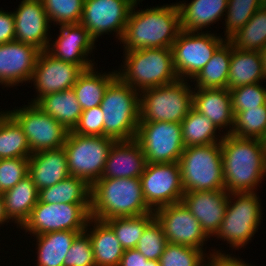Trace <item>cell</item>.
I'll return each mask as SVG.
<instances>
[{
    "mask_svg": "<svg viewBox=\"0 0 266 266\" xmlns=\"http://www.w3.org/2000/svg\"><path fill=\"white\" fill-rule=\"evenodd\" d=\"M136 0L120 40L124 51L142 48H171L181 31L180 11L177 3L136 10Z\"/></svg>",
    "mask_w": 266,
    "mask_h": 266,
    "instance_id": "6da1fadb",
    "label": "cell"
},
{
    "mask_svg": "<svg viewBox=\"0 0 266 266\" xmlns=\"http://www.w3.org/2000/svg\"><path fill=\"white\" fill-rule=\"evenodd\" d=\"M225 190L254 193L266 176V158L259 139L224 134L220 142Z\"/></svg>",
    "mask_w": 266,
    "mask_h": 266,
    "instance_id": "7a4b0ae2",
    "label": "cell"
},
{
    "mask_svg": "<svg viewBox=\"0 0 266 266\" xmlns=\"http://www.w3.org/2000/svg\"><path fill=\"white\" fill-rule=\"evenodd\" d=\"M153 212L142 194L140 178L98 179L91 186L90 217L108 220Z\"/></svg>",
    "mask_w": 266,
    "mask_h": 266,
    "instance_id": "3957f363",
    "label": "cell"
},
{
    "mask_svg": "<svg viewBox=\"0 0 266 266\" xmlns=\"http://www.w3.org/2000/svg\"><path fill=\"white\" fill-rule=\"evenodd\" d=\"M123 53L124 61L116 70L117 77L138 92L179 79L173 67L171 48H142Z\"/></svg>",
    "mask_w": 266,
    "mask_h": 266,
    "instance_id": "277c9868",
    "label": "cell"
},
{
    "mask_svg": "<svg viewBox=\"0 0 266 266\" xmlns=\"http://www.w3.org/2000/svg\"><path fill=\"white\" fill-rule=\"evenodd\" d=\"M104 136L116 141L136 138L140 123V92L116 77L106 88L100 104Z\"/></svg>",
    "mask_w": 266,
    "mask_h": 266,
    "instance_id": "5b68a950",
    "label": "cell"
},
{
    "mask_svg": "<svg viewBox=\"0 0 266 266\" xmlns=\"http://www.w3.org/2000/svg\"><path fill=\"white\" fill-rule=\"evenodd\" d=\"M178 163L184 192L225 190L220 143L185 147Z\"/></svg>",
    "mask_w": 266,
    "mask_h": 266,
    "instance_id": "8992f818",
    "label": "cell"
},
{
    "mask_svg": "<svg viewBox=\"0 0 266 266\" xmlns=\"http://www.w3.org/2000/svg\"><path fill=\"white\" fill-rule=\"evenodd\" d=\"M257 192L229 193L228 204L216 239L222 240L228 247L239 250L246 248L261 225L263 218L261 200Z\"/></svg>",
    "mask_w": 266,
    "mask_h": 266,
    "instance_id": "52a82bcc",
    "label": "cell"
},
{
    "mask_svg": "<svg viewBox=\"0 0 266 266\" xmlns=\"http://www.w3.org/2000/svg\"><path fill=\"white\" fill-rule=\"evenodd\" d=\"M188 82L178 79L168 85L142 90L140 122L181 123L193 106V85Z\"/></svg>",
    "mask_w": 266,
    "mask_h": 266,
    "instance_id": "ba28073f",
    "label": "cell"
},
{
    "mask_svg": "<svg viewBox=\"0 0 266 266\" xmlns=\"http://www.w3.org/2000/svg\"><path fill=\"white\" fill-rule=\"evenodd\" d=\"M115 142L107 136H84L69 131L63 148L70 176L81 178L92 186L101 178Z\"/></svg>",
    "mask_w": 266,
    "mask_h": 266,
    "instance_id": "9c48e42d",
    "label": "cell"
},
{
    "mask_svg": "<svg viewBox=\"0 0 266 266\" xmlns=\"http://www.w3.org/2000/svg\"><path fill=\"white\" fill-rule=\"evenodd\" d=\"M206 32V33H205ZM181 30L171 46L173 67L179 79L193 80L226 41L217 33Z\"/></svg>",
    "mask_w": 266,
    "mask_h": 266,
    "instance_id": "30bf717a",
    "label": "cell"
},
{
    "mask_svg": "<svg viewBox=\"0 0 266 266\" xmlns=\"http://www.w3.org/2000/svg\"><path fill=\"white\" fill-rule=\"evenodd\" d=\"M91 204H48L37 202L28 220L20 228L33 236L54 231H85Z\"/></svg>",
    "mask_w": 266,
    "mask_h": 266,
    "instance_id": "8fae6325",
    "label": "cell"
},
{
    "mask_svg": "<svg viewBox=\"0 0 266 266\" xmlns=\"http://www.w3.org/2000/svg\"><path fill=\"white\" fill-rule=\"evenodd\" d=\"M6 112L20 125L26 135L31 153L62 148L68 130L36 104L29 103Z\"/></svg>",
    "mask_w": 266,
    "mask_h": 266,
    "instance_id": "7c38bea8",
    "label": "cell"
},
{
    "mask_svg": "<svg viewBox=\"0 0 266 266\" xmlns=\"http://www.w3.org/2000/svg\"><path fill=\"white\" fill-rule=\"evenodd\" d=\"M135 140L141 145L147 163L178 162L185 149L181 123L140 122Z\"/></svg>",
    "mask_w": 266,
    "mask_h": 266,
    "instance_id": "4fadbf2b",
    "label": "cell"
},
{
    "mask_svg": "<svg viewBox=\"0 0 266 266\" xmlns=\"http://www.w3.org/2000/svg\"><path fill=\"white\" fill-rule=\"evenodd\" d=\"M140 179L144 200L152 211L182 201L184 188L178 162L147 163Z\"/></svg>",
    "mask_w": 266,
    "mask_h": 266,
    "instance_id": "5bb4252c",
    "label": "cell"
},
{
    "mask_svg": "<svg viewBox=\"0 0 266 266\" xmlns=\"http://www.w3.org/2000/svg\"><path fill=\"white\" fill-rule=\"evenodd\" d=\"M135 1L84 0L80 24L88 30L95 41L101 35H110L113 32L120 42Z\"/></svg>",
    "mask_w": 266,
    "mask_h": 266,
    "instance_id": "9a60e30c",
    "label": "cell"
},
{
    "mask_svg": "<svg viewBox=\"0 0 266 266\" xmlns=\"http://www.w3.org/2000/svg\"><path fill=\"white\" fill-rule=\"evenodd\" d=\"M154 215L168 243L205 250L209 237L182 201L158 208Z\"/></svg>",
    "mask_w": 266,
    "mask_h": 266,
    "instance_id": "2e32d148",
    "label": "cell"
},
{
    "mask_svg": "<svg viewBox=\"0 0 266 266\" xmlns=\"http://www.w3.org/2000/svg\"><path fill=\"white\" fill-rule=\"evenodd\" d=\"M83 71L79 65L58 60L46 51H41L30 80L37 96L29 103L35 104L48 94L72 89Z\"/></svg>",
    "mask_w": 266,
    "mask_h": 266,
    "instance_id": "e0dca14e",
    "label": "cell"
},
{
    "mask_svg": "<svg viewBox=\"0 0 266 266\" xmlns=\"http://www.w3.org/2000/svg\"><path fill=\"white\" fill-rule=\"evenodd\" d=\"M59 26L58 37L55 41L49 40L46 52L58 60L79 65L83 70L92 68L96 62L88 56L96 48V42L88 30L80 23Z\"/></svg>",
    "mask_w": 266,
    "mask_h": 266,
    "instance_id": "ac0fdd59",
    "label": "cell"
},
{
    "mask_svg": "<svg viewBox=\"0 0 266 266\" xmlns=\"http://www.w3.org/2000/svg\"><path fill=\"white\" fill-rule=\"evenodd\" d=\"M40 52L31 44L15 40L0 44V85L10 88L30 83Z\"/></svg>",
    "mask_w": 266,
    "mask_h": 266,
    "instance_id": "d6986e66",
    "label": "cell"
},
{
    "mask_svg": "<svg viewBox=\"0 0 266 266\" xmlns=\"http://www.w3.org/2000/svg\"><path fill=\"white\" fill-rule=\"evenodd\" d=\"M15 18V41L46 51L51 39V25L42 0H22L12 11Z\"/></svg>",
    "mask_w": 266,
    "mask_h": 266,
    "instance_id": "ffe728a7",
    "label": "cell"
},
{
    "mask_svg": "<svg viewBox=\"0 0 266 266\" xmlns=\"http://www.w3.org/2000/svg\"><path fill=\"white\" fill-rule=\"evenodd\" d=\"M229 193L226 190L184 192L183 204L200 222L210 238L217 233L224 219Z\"/></svg>",
    "mask_w": 266,
    "mask_h": 266,
    "instance_id": "44dd1931",
    "label": "cell"
},
{
    "mask_svg": "<svg viewBox=\"0 0 266 266\" xmlns=\"http://www.w3.org/2000/svg\"><path fill=\"white\" fill-rule=\"evenodd\" d=\"M146 165L147 159L135 139L116 141L110 149L100 179L140 178Z\"/></svg>",
    "mask_w": 266,
    "mask_h": 266,
    "instance_id": "7402d4cb",
    "label": "cell"
},
{
    "mask_svg": "<svg viewBox=\"0 0 266 266\" xmlns=\"http://www.w3.org/2000/svg\"><path fill=\"white\" fill-rule=\"evenodd\" d=\"M192 107L211 120L224 134H231L234 125V112L231 94L227 88H193ZM224 129H226L225 132Z\"/></svg>",
    "mask_w": 266,
    "mask_h": 266,
    "instance_id": "603a6c76",
    "label": "cell"
},
{
    "mask_svg": "<svg viewBox=\"0 0 266 266\" xmlns=\"http://www.w3.org/2000/svg\"><path fill=\"white\" fill-rule=\"evenodd\" d=\"M29 176L38 190L53 186L70 176L65 149L44 150L29 157Z\"/></svg>",
    "mask_w": 266,
    "mask_h": 266,
    "instance_id": "cb8c5ba5",
    "label": "cell"
},
{
    "mask_svg": "<svg viewBox=\"0 0 266 266\" xmlns=\"http://www.w3.org/2000/svg\"><path fill=\"white\" fill-rule=\"evenodd\" d=\"M181 30L204 32L203 29L225 17L228 0H183L178 2Z\"/></svg>",
    "mask_w": 266,
    "mask_h": 266,
    "instance_id": "d4e9b609",
    "label": "cell"
},
{
    "mask_svg": "<svg viewBox=\"0 0 266 266\" xmlns=\"http://www.w3.org/2000/svg\"><path fill=\"white\" fill-rule=\"evenodd\" d=\"M85 232L90 237L96 266H119L124 249L112 228L105 221L90 217Z\"/></svg>",
    "mask_w": 266,
    "mask_h": 266,
    "instance_id": "484cf974",
    "label": "cell"
},
{
    "mask_svg": "<svg viewBox=\"0 0 266 266\" xmlns=\"http://www.w3.org/2000/svg\"><path fill=\"white\" fill-rule=\"evenodd\" d=\"M263 80H266V77L260 52L240 50L231 44L227 89L261 83Z\"/></svg>",
    "mask_w": 266,
    "mask_h": 266,
    "instance_id": "4316f807",
    "label": "cell"
},
{
    "mask_svg": "<svg viewBox=\"0 0 266 266\" xmlns=\"http://www.w3.org/2000/svg\"><path fill=\"white\" fill-rule=\"evenodd\" d=\"M39 190L28 175L14 187L2 193L5 211L16 228H21L38 202Z\"/></svg>",
    "mask_w": 266,
    "mask_h": 266,
    "instance_id": "83f0119b",
    "label": "cell"
},
{
    "mask_svg": "<svg viewBox=\"0 0 266 266\" xmlns=\"http://www.w3.org/2000/svg\"><path fill=\"white\" fill-rule=\"evenodd\" d=\"M82 232L61 230L34 236L37 245L36 266H64L65 255Z\"/></svg>",
    "mask_w": 266,
    "mask_h": 266,
    "instance_id": "f1b7e54d",
    "label": "cell"
},
{
    "mask_svg": "<svg viewBox=\"0 0 266 266\" xmlns=\"http://www.w3.org/2000/svg\"><path fill=\"white\" fill-rule=\"evenodd\" d=\"M44 113L60 122L68 131L78 124L83 112L73 88L48 94L35 103Z\"/></svg>",
    "mask_w": 266,
    "mask_h": 266,
    "instance_id": "f546056e",
    "label": "cell"
},
{
    "mask_svg": "<svg viewBox=\"0 0 266 266\" xmlns=\"http://www.w3.org/2000/svg\"><path fill=\"white\" fill-rule=\"evenodd\" d=\"M98 67L84 70L73 86L82 110L99 106L108 85L117 77L116 70L98 73Z\"/></svg>",
    "mask_w": 266,
    "mask_h": 266,
    "instance_id": "4dcf8cb0",
    "label": "cell"
},
{
    "mask_svg": "<svg viewBox=\"0 0 266 266\" xmlns=\"http://www.w3.org/2000/svg\"><path fill=\"white\" fill-rule=\"evenodd\" d=\"M38 201L48 204H91V186L81 178L69 176L53 186L39 190Z\"/></svg>",
    "mask_w": 266,
    "mask_h": 266,
    "instance_id": "1f68e13d",
    "label": "cell"
},
{
    "mask_svg": "<svg viewBox=\"0 0 266 266\" xmlns=\"http://www.w3.org/2000/svg\"><path fill=\"white\" fill-rule=\"evenodd\" d=\"M230 61L231 43L226 40L191 83L201 89L227 88Z\"/></svg>",
    "mask_w": 266,
    "mask_h": 266,
    "instance_id": "d6a6232c",
    "label": "cell"
},
{
    "mask_svg": "<svg viewBox=\"0 0 266 266\" xmlns=\"http://www.w3.org/2000/svg\"><path fill=\"white\" fill-rule=\"evenodd\" d=\"M181 129L185 147L220 143L224 137L211 120L193 107L182 120Z\"/></svg>",
    "mask_w": 266,
    "mask_h": 266,
    "instance_id": "836d02e7",
    "label": "cell"
},
{
    "mask_svg": "<svg viewBox=\"0 0 266 266\" xmlns=\"http://www.w3.org/2000/svg\"><path fill=\"white\" fill-rule=\"evenodd\" d=\"M32 155L20 125L6 113L0 119V159L29 158Z\"/></svg>",
    "mask_w": 266,
    "mask_h": 266,
    "instance_id": "e575fe53",
    "label": "cell"
},
{
    "mask_svg": "<svg viewBox=\"0 0 266 266\" xmlns=\"http://www.w3.org/2000/svg\"><path fill=\"white\" fill-rule=\"evenodd\" d=\"M233 47L260 52L266 47V3L228 40Z\"/></svg>",
    "mask_w": 266,
    "mask_h": 266,
    "instance_id": "d590c367",
    "label": "cell"
},
{
    "mask_svg": "<svg viewBox=\"0 0 266 266\" xmlns=\"http://www.w3.org/2000/svg\"><path fill=\"white\" fill-rule=\"evenodd\" d=\"M155 218L154 211L135 217H116L105 220L112 228L122 248L135 249L146 226Z\"/></svg>",
    "mask_w": 266,
    "mask_h": 266,
    "instance_id": "8d00e7d4",
    "label": "cell"
},
{
    "mask_svg": "<svg viewBox=\"0 0 266 266\" xmlns=\"http://www.w3.org/2000/svg\"><path fill=\"white\" fill-rule=\"evenodd\" d=\"M234 112L231 134L240 138L259 139L266 135V104Z\"/></svg>",
    "mask_w": 266,
    "mask_h": 266,
    "instance_id": "74e56055",
    "label": "cell"
},
{
    "mask_svg": "<svg viewBox=\"0 0 266 266\" xmlns=\"http://www.w3.org/2000/svg\"><path fill=\"white\" fill-rule=\"evenodd\" d=\"M265 3V0H228L224 18L225 40L235 35Z\"/></svg>",
    "mask_w": 266,
    "mask_h": 266,
    "instance_id": "f35d334b",
    "label": "cell"
},
{
    "mask_svg": "<svg viewBox=\"0 0 266 266\" xmlns=\"http://www.w3.org/2000/svg\"><path fill=\"white\" fill-rule=\"evenodd\" d=\"M50 24H79L84 0H42Z\"/></svg>",
    "mask_w": 266,
    "mask_h": 266,
    "instance_id": "ab89813d",
    "label": "cell"
},
{
    "mask_svg": "<svg viewBox=\"0 0 266 266\" xmlns=\"http://www.w3.org/2000/svg\"><path fill=\"white\" fill-rule=\"evenodd\" d=\"M207 254L206 250L167 243L159 263L160 266H204Z\"/></svg>",
    "mask_w": 266,
    "mask_h": 266,
    "instance_id": "60d3db41",
    "label": "cell"
},
{
    "mask_svg": "<svg viewBox=\"0 0 266 266\" xmlns=\"http://www.w3.org/2000/svg\"><path fill=\"white\" fill-rule=\"evenodd\" d=\"M167 243L161 224L154 218L143 231L136 249L148 260L159 261Z\"/></svg>",
    "mask_w": 266,
    "mask_h": 266,
    "instance_id": "b9f144b4",
    "label": "cell"
},
{
    "mask_svg": "<svg viewBox=\"0 0 266 266\" xmlns=\"http://www.w3.org/2000/svg\"><path fill=\"white\" fill-rule=\"evenodd\" d=\"M263 83L243 85L229 89L233 111H243L266 104V87Z\"/></svg>",
    "mask_w": 266,
    "mask_h": 266,
    "instance_id": "7bdbcfd3",
    "label": "cell"
},
{
    "mask_svg": "<svg viewBox=\"0 0 266 266\" xmlns=\"http://www.w3.org/2000/svg\"><path fill=\"white\" fill-rule=\"evenodd\" d=\"M29 175V158L0 159V194Z\"/></svg>",
    "mask_w": 266,
    "mask_h": 266,
    "instance_id": "ee69618b",
    "label": "cell"
},
{
    "mask_svg": "<svg viewBox=\"0 0 266 266\" xmlns=\"http://www.w3.org/2000/svg\"><path fill=\"white\" fill-rule=\"evenodd\" d=\"M64 266H96L89 235L84 231L72 243L65 255Z\"/></svg>",
    "mask_w": 266,
    "mask_h": 266,
    "instance_id": "f6af8a7d",
    "label": "cell"
},
{
    "mask_svg": "<svg viewBox=\"0 0 266 266\" xmlns=\"http://www.w3.org/2000/svg\"><path fill=\"white\" fill-rule=\"evenodd\" d=\"M72 132L84 136H104V115L101 106L83 110Z\"/></svg>",
    "mask_w": 266,
    "mask_h": 266,
    "instance_id": "bcb514c9",
    "label": "cell"
},
{
    "mask_svg": "<svg viewBox=\"0 0 266 266\" xmlns=\"http://www.w3.org/2000/svg\"><path fill=\"white\" fill-rule=\"evenodd\" d=\"M211 251L209 250L210 254L208 252V255H206L204 266H253L251 263H245L239 257L232 256V253H225L222 249L220 251L214 248Z\"/></svg>",
    "mask_w": 266,
    "mask_h": 266,
    "instance_id": "7dc6e473",
    "label": "cell"
},
{
    "mask_svg": "<svg viewBox=\"0 0 266 266\" xmlns=\"http://www.w3.org/2000/svg\"><path fill=\"white\" fill-rule=\"evenodd\" d=\"M15 18L13 12L0 9V44L15 40Z\"/></svg>",
    "mask_w": 266,
    "mask_h": 266,
    "instance_id": "c3c4849f",
    "label": "cell"
},
{
    "mask_svg": "<svg viewBox=\"0 0 266 266\" xmlns=\"http://www.w3.org/2000/svg\"><path fill=\"white\" fill-rule=\"evenodd\" d=\"M148 259L136 248L124 250L119 266H144Z\"/></svg>",
    "mask_w": 266,
    "mask_h": 266,
    "instance_id": "681fc988",
    "label": "cell"
},
{
    "mask_svg": "<svg viewBox=\"0 0 266 266\" xmlns=\"http://www.w3.org/2000/svg\"><path fill=\"white\" fill-rule=\"evenodd\" d=\"M11 223L12 221L8 218L6 211H5V203L4 199L2 197V194H0V226L6 223Z\"/></svg>",
    "mask_w": 266,
    "mask_h": 266,
    "instance_id": "f907efd6",
    "label": "cell"
},
{
    "mask_svg": "<svg viewBox=\"0 0 266 266\" xmlns=\"http://www.w3.org/2000/svg\"><path fill=\"white\" fill-rule=\"evenodd\" d=\"M260 55H261L262 64H263V69H264V73H265V77H266V47H264V48L260 51Z\"/></svg>",
    "mask_w": 266,
    "mask_h": 266,
    "instance_id": "816d5d0a",
    "label": "cell"
},
{
    "mask_svg": "<svg viewBox=\"0 0 266 266\" xmlns=\"http://www.w3.org/2000/svg\"><path fill=\"white\" fill-rule=\"evenodd\" d=\"M144 266H160L159 261L147 260L144 262Z\"/></svg>",
    "mask_w": 266,
    "mask_h": 266,
    "instance_id": "f5cc1de1",
    "label": "cell"
},
{
    "mask_svg": "<svg viewBox=\"0 0 266 266\" xmlns=\"http://www.w3.org/2000/svg\"><path fill=\"white\" fill-rule=\"evenodd\" d=\"M262 145H263V151L265 154V158H266V135H264L261 139Z\"/></svg>",
    "mask_w": 266,
    "mask_h": 266,
    "instance_id": "db71d44e",
    "label": "cell"
},
{
    "mask_svg": "<svg viewBox=\"0 0 266 266\" xmlns=\"http://www.w3.org/2000/svg\"><path fill=\"white\" fill-rule=\"evenodd\" d=\"M7 112H6V110L4 111H0V119L6 114Z\"/></svg>",
    "mask_w": 266,
    "mask_h": 266,
    "instance_id": "11a10c76",
    "label": "cell"
}]
</instances>
